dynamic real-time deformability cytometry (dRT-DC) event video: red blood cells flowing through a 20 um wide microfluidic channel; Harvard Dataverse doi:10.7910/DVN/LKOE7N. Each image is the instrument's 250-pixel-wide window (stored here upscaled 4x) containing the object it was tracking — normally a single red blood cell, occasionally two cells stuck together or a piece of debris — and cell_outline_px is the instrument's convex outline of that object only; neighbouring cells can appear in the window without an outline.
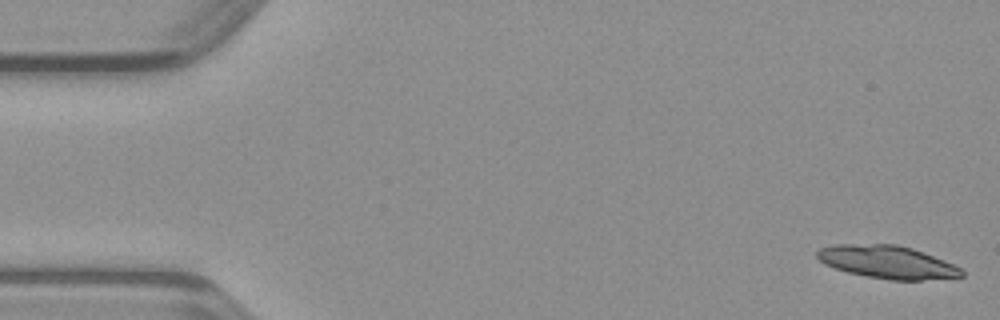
{"species": "common noctule bat (a hibernating species)", "species_latin": "Nyctalus noctula", "temperature_condition": "warm", "stored_images_in_passage": 14, "camera_frame_rate_fps": 3000, "um_per_image_px": 0.085, "animal": {"sex": "male", "body_mass_g": 23.1, "forearm_length_mm": 52.7}, "frame": {"image": 1, "passage_image": 1, "time_ms": 0.0, "image_size_px": [1000, 320], "cell_outline_px": [[964, 276], [920, 280], [892, 280], [868, 276], [848, 272], [824, 264], [816, 256], [816, 252], [820, 248], [836, 244], [896, 244], [912, 248], [952, 264], [960, 268], [964, 272]], "centroid_in_image_um": [75.39, 22.27], "position_along_channel_um": 9.6, "area_um2": 27.28}}